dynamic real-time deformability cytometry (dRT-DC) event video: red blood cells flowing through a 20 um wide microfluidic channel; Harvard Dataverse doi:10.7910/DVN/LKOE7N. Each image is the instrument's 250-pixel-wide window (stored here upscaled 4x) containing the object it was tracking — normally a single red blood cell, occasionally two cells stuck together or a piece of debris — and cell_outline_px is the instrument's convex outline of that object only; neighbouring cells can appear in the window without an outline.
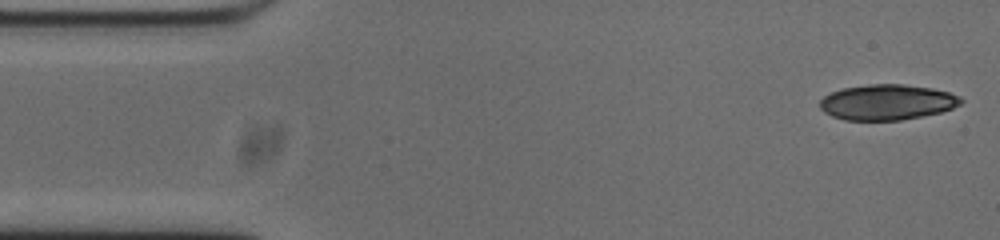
{"species": "common noctule bat (a hibernating species)", "species_latin": "Nyctalus noctula", "temperature_condition": "cold", "stored_images_in_passage": 51, "segment_of_instrument_passage": [1, 2], "camera_frame_rate_fps": 3000, "um_per_image_px": 0.085, "animal": {"sex": "male", "body_mass_g": 20.0, "forearm_length_mm": 53.3}, "frame": {"image": 1, "passage_image": 1, "time_ms": 0.0, "image_size_px": [1000, 240], "cell_outline_px": [[964, 100], [960, 104], [952, 108], [940, 112], [900, 120], [844, 120], [832, 116], [824, 112], [820, 108], [820, 100], [824, 96], [832, 92], [844, 88], [872, 84], [904, 84], [932, 88], [948, 92], [960, 96]], "centroid_in_image_um": [75.4, 8.68], "position_along_channel_um": 9.6, "area_um2": 29.02}}